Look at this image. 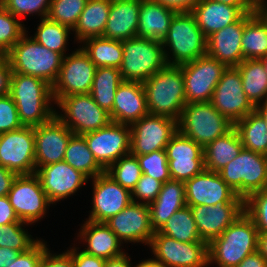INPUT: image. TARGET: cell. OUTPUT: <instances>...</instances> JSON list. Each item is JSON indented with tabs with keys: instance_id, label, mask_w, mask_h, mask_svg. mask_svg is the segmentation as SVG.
Returning <instances> with one entry per match:
<instances>
[{
	"instance_id": "1",
	"label": "cell",
	"mask_w": 267,
	"mask_h": 267,
	"mask_svg": "<svg viewBox=\"0 0 267 267\" xmlns=\"http://www.w3.org/2000/svg\"><path fill=\"white\" fill-rule=\"evenodd\" d=\"M9 95L15 102L23 126H39L55 116L52 86L40 78L13 73Z\"/></svg>"
},
{
	"instance_id": "2",
	"label": "cell",
	"mask_w": 267,
	"mask_h": 267,
	"mask_svg": "<svg viewBox=\"0 0 267 267\" xmlns=\"http://www.w3.org/2000/svg\"><path fill=\"white\" fill-rule=\"evenodd\" d=\"M258 235L253 219L244 211L208 244V266L236 267L245 257L257 251Z\"/></svg>"
},
{
	"instance_id": "3",
	"label": "cell",
	"mask_w": 267,
	"mask_h": 267,
	"mask_svg": "<svg viewBox=\"0 0 267 267\" xmlns=\"http://www.w3.org/2000/svg\"><path fill=\"white\" fill-rule=\"evenodd\" d=\"M142 84L149 114L178 121L186 105L181 66L166 65Z\"/></svg>"
},
{
	"instance_id": "4",
	"label": "cell",
	"mask_w": 267,
	"mask_h": 267,
	"mask_svg": "<svg viewBox=\"0 0 267 267\" xmlns=\"http://www.w3.org/2000/svg\"><path fill=\"white\" fill-rule=\"evenodd\" d=\"M162 45L167 65L180 66L206 55L207 37L191 12L176 13Z\"/></svg>"
},
{
	"instance_id": "5",
	"label": "cell",
	"mask_w": 267,
	"mask_h": 267,
	"mask_svg": "<svg viewBox=\"0 0 267 267\" xmlns=\"http://www.w3.org/2000/svg\"><path fill=\"white\" fill-rule=\"evenodd\" d=\"M13 73L40 78L51 86L56 82L63 61L60 53L49 50L28 36V30L6 55Z\"/></svg>"
},
{
	"instance_id": "6",
	"label": "cell",
	"mask_w": 267,
	"mask_h": 267,
	"mask_svg": "<svg viewBox=\"0 0 267 267\" xmlns=\"http://www.w3.org/2000/svg\"><path fill=\"white\" fill-rule=\"evenodd\" d=\"M121 43L123 57L119 70L123 81L143 83L167 65L160 41L133 37Z\"/></svg>"
},
{
	"instance_id": "7",
	"label": "cell",
	"mask_w": 267,
	"mask_h": 267,
	"mask_svg": "<svg viewBox=\"0 0 267 267\" xmlns=\"http://www.w3.org/2000/svg\"><path fill=\"white\" fill-rule=\"evenodd\" d=\"M233 127L234 124L210 102L186 104L178 120V131L203 148Z\"/></svg>"
},
{
	"instance_id": "8",
	"label": "cell",
	"mask_w": 267,
	"mask_h": 267,
	"mask_svg": "<svg viewBox=\"0 0 267 267\" xmlns=\"http://www.w3.org/2000/svg\"><path fill=\"white\" fill-rule=\"evenodd\" d=\"M218 173L239 197L246 200L267 187V156L242 148L237 157Z\"/></svg>"
},
{
	"instance_id": "9",
	"label": "cell",
	"mask_w": 267,
	"mask_h": 267,
	"mask_svg": "<svg viewBox=\"0 0 267 267\" xmlns=\"http://www.w3.org/2000/svg\"><path fill=\"white\" fill-rule=\"evenodd\" d=\"M57 116L75 135H84L107 126L109 113L98 106L90 94H73L62 97L55 107Z\"/></svg>"
},
{
	"instance_id": "10",
	"label": "cell",
	"mask_w": 267,
	"mask_h": 267,
	"mask_svg": "<svg viewBox=\"0 0 267 267\" xmlns=\"http://www.w3.org/2000/svg\"><path fill=\"white\" fill-rule=\"evenodd\" d=\"M75 50L63 57L59 76L52 86L55 104L62 97L90 94L97 67L80 46Z\"/></svg>"
},
{
	"instance_id": "11",
	"label": "cell",
	"mask_w": 267,
	"mask_h": 267,
	"mask_svg": "<svg viewBox=\"0 0 267 267\" xmlns=\"http://www.w3.org/2000/svg\"><path fill=\"white\" fill-rule=\"evenodd\" d=\"M184 77L186 104L210 102L227 66L209 55L180 65Z\"/></svg>"
},
{
	"instance_id": "12",
	"label": "cell",
	"mask_w": 267,
	"mask_h": 267,
	"mask_svg": "<svg viewBox=\"0 0 267 267\" xmlns=\"http://www.w3.org/2000/svg\"><path fill=\"white\" fill-rule=\"evenodd\" d=\"M149 249L167 267H209L206 242H180L156 231Z\"/></svg>"
},
{
	"instance_id": "13",
	"label": "cell",
	"mask_w": 267,
	"mask_h": 267,
	"mask_svg": "<svg viewBox=\"0 0 267 267\" xmlns=\"http://www.w3.org/2000/svg\"><path fill=\"white\" fill-rule=\"evenodd\" d=\"M7 196L20 221L31 225L46 217L51 205L35 174L17 175Z\"/></svg>"
},
{
	"instance_id": "14",
	"label": "cell",
	"mask_w": 267,
	"mask_h": 267,
	"mask_svg": "<svg viewBox=\"0 0 267 267\" xmlns=\"http://www.w3.org/2000/svg\"><path fill=\"white\" fill-rule=\"evenodd\" d=\"M0 166L17 175L35 174V132L34 127L0 134Z\"/></svg>"
},
{
	"instance_id": "15",
	"label": "cell",
	"mask_w": 267,
	"mask_h": 267,
	"mask_svg": "<svg viewBox=\"0 0 267 267\" xmlns=\"http://www.w3.org/2000/svg\"><path fill=\"white\" fill-rule=\"evenodd\" d=\"M130 153L150 154L164 150L169 140L178 132V121L165 116L147 114L130 125Z\"/></svg>"
},
{
	"instance_id": "16",
	"label": "cell",
	"mask_w": 267,
	"mask_h": 267,
	"mask_svg": "<svg viewBox=\"0 0 267 267\" xmlns=\"http://www.w3.org/2000/svg\"><path fill=\"white\" fill-rule=\"evenodd\" d=\"M82 136L95 160L104 170L130 153V125L111 121L107 126Z\"/></svg>"
},
{
	"instance_id": "17",
	"label": "cell",
	"mask_w": 267,
	"mask_h": 267,
	"mask_svg": "<svg viewBox=\"0 0 267 267\" xmlns=\"http://www.w3.org/2000/svg\"><path fill=\"white\" fill-rule=\"evenodd\" d=\"M210 103L233 124L256 108L245 95L237 67H227L214 89Z\"/></svg>"
},
{
	"instance_id": "18",
	"label": "cell",
	"mask_w": 267,
	"mask_h": 267,
	"mask_svg": "<svg viewBox=\"0 0 267 267\" xmlns=\"http://www.w3.org/2000/svg\"><path fill=\"white\" fill-rule=\"evenodd\" d=\"M92 181V208L87 220L105 223L132 202L131 192L115 182L106 172Z\"/></svg>"
},
{
	"instance_id": "19",
	"label": "cell",
	"mask_w": 267,
	"mask_h": 267,
	"mask_svg": "<svg viewBox=\"0 0 267 267\" xmlns=\"http://www.w3.org/2000/svg\"><path fill=\"white\" fill-rule=\"evenodd\" d=\"M165 150L171 179L185 183L205 170L203 147L179 131Z\"/></svg>"
},
{
	"instance_id": "20",
	"label": "cell",
	"mask_w": 267,
	"mask_h": 267,
	"mask_svg": "<svg viewBox=\"0 0 267 267\" xmlns=\"http://www.w3.org/2000/svg\"><path fill=\"white\" fill-rule=\"evenodd\" d=\"M35 175L52 205L68 199L91 181L64 160L38 168Z\"/></svg>"
},
{
	"instance_id": "21",
	"label": "cell",
	"mask_w": 267,
	"mask_h": 267,
	"mask_svg": "<svg viewBox=\"0 0 267 267\" xmlns=\"http://www.w3.org/2000/svg\"><path fill=\"white\" fill-rule=\"evenodd\" d=\"M105 223L123 244L133 242L149 247L155 233L150 223L149 206L143 203L131 202Z\"/></svg>"
},
{
	"instance_id": "22",
	"label": "cell",
	"mask_w": 267,
	"mask_h": 267,
	"mask_svg": "<svg viewBox=\"0 0 267 267\" xmlns=\"http://www.w3.org/2000/svg\"><path fill=\"white\" fill-rule=\"evenodd\" d=\"M35 166H42L64 160L70 138L74 133L57 117L34 127Z\"/></svg>"
},
{
	"instance_id": "23",
	"label": "cell",
	"mask_w": 267,
	"mask_h": 267,
	"mask_svg": "<svg viewBox=\"0 0 267 267\" xmlns=\"http://www.w3.org/2000/svg\"><path fill=\"white\" fill-rule=\"evenodd\" d=\"M190 209L201 240L209 244L245 211V202H218L190 206Z\"/></svg>"
},
{
	"instance_id": "24",
	"label": "cell",
	"mask_w": 267,
	"mask_h": 267,
	"mask_svg": "<svg viewBox=\"0 0 267 267\" xmlns=\"http://www.w3.org/2000/svg\"><path fill=\"white\" fill-rule=\"evenodd\" d=\"M186 205H215L218 202H245L221 178L218 172L204 170L185 182Z\"/></svg>"
},
{
	"instance_id": "25",
	"label": "cell",
	"mask_w": 267,
	"mask_h": 267,
	"mask_svg": "<svg viewBox=\"0 0 267 267\" xmlns=\"http://www.w3.org/2000/svg\"><path fill=\"white\" fill-rule=\"evenodd\" d=\"M111 121L131 125L149 114L146 93L141 82L123 81L117 88Z\"/></svg>"
},
{
	"instance_id": "26",
	"label": "cell",
	"mask_w": 267,
	"mask_h": 267,
	"mask_svg": "<svg viewBox=\"0 0 267 267\" xmlns=\"http://www.w3.org/2000/svg\"><path fill=\"white\" fill-rule=\"evenodd\" d=\"M245 26V14L235 23L207 37L206 54L227 67H237L243 60L241 40Z\"/></svg>"
},
{
	"instance_id": "27",
	"label": "cell",
	"mask_w": 267,
	"mask_h": 267,
	"mask_svg": "<svg viewBox=\"0 0 267 267\" xmlns=\"http://www.w3.org/2000/svg\"><path fill=\"white\" fill-rule=\"evenodd\" d=\"M85 220L77 235V240L79 239L80 242H83V246L85 244L82 251L105 260L125 253V249H122V247L124 248L123 243L106 223Z\"/></svg>"
},
{
	"instance_id": "28",
	"label": "cell",
	"mask_w": 267,
	"mask_h": 267,
	"mask_svg": "<svg viewBox=\"0 0 267 267\" xmlns=\"http://www.w3.org/2000/svg\"><path fill=\"white\" fill-rule=\"evenodd\" d=\"M141 0H112L103 37L126 40L137 35Z\"/></svg>"
},
{
	"instance_id": "29",
	"label": "cell",
	"mask_w": 267,
	"mask_h": 267,
	"mask_svg": "<svg viewBox=\"0 0 267 267\" xmlns=\"http://www.w3.org/2000/svg\"><path fill=\"white\" fill-rule=\"evenodd\" d=\"M148 206L151 227L159 231L175 211L186 206L185 183L173 179L163 183L158 197Z\"/></svg>"
},
{
	"instance_id": "30",
	"label": "cell",
	"mask_w": 267,
	"mask_h": 267,
	"mask_svg": "<svg viewBox=\"0 0 267 267\" xmlns=\"http://www.w3.org/2000/svg\"><path fill=\"white\" fill-rule=\"evenodd\" d=\"M191 13L206 37L235 23L244 14L238 7L213 0H202Z\"/></svg>"
},
{
	"instance_id": "31",
	"label": "cell",
	"mask_w": 267,
	"mask_h": 267,
	"mask_svg": "<svg viewBox=\"0 0 267 267\" xmlns=\"http://www.w3.org/2000/svg\"><path fill=\"white\" fill-rule=\"evenodd\" d=\"M175 14L154 0H141L136 37L162 42Z\"/></svg>"
},
{
	"instance_id": "32",
	"label": "cell",
	"mask_w": 267,
	"mask_h": 267,
	"mask_svg": "<svg viewBox=\"0 0 267 267\" xmlns=\"http://www.w3.org/2000/svg\"><path fill=\"white\" fill-rule=\"evenodd\" d=\"M112 0H87L78 22L72 30L74 43L103 36Z\"/></svg>"
},
{
	"instance_id": "33",
	"label": "cell",
	"mask_w": 267,
	"mask_h": 267,
	"mask_svg": "<svg viewBox=\"0 0 267 267\" xmlns=\"http://www.w3.org/2000/svg\"><path fill=\"white\" fill-rule=\"evenodd\" d=\"M242 148L241 138L236 128L233 127L203 148L205 169L219 172L237 157Z\"/></svg>"
},
{
	"instance_id": "34",
	"label": "cell",
	"mask_w": 267,
	"mask_h": 267,
	"mask_svg": "<svg viewBox=\"0 0 267 267\" xmlns=\"http://www.w3.org/2000/svg\"><path fill=\"white\" fill-rule=\"evenodd\" d=\"M241 47L244 60L267 57V20L259 11L245 14Z\"/></svg>"
},
{
	"instance_id": "35",
	"label": "cell",
	"mask_w": 267,
	"mask_h": 267,
	"mask_svg": "<svg viewBox=\"0 0 267 267\" xmlns=\"http://www.w3.org/2000/svg\"><path fill=\"white\" fill-rule=\"evenodd\" d=\"M237 68L242 78V87L247 98L256 107L267 101V72L260 59L243 60Z\"/></svg>"
},
{
	"instance_id": "36",
	"label": "cell",
	"mask_w": 267,
	"mask_h": 267,
	"mask_svg": "<svg viewBox=\"0 0 267 267\" xmlns=\"http://www.w3.org/2000/svg\"><path fill=\"white\" fill-rule=\"evenodd\" d=\"M79 45L96 67H113L119 69L122 63L123 46L121 40L93 37Z\"/></svg>"
},
{
	"instance_id": "37",
	"label": "cell",
	"mask_w": 267,
	"mask_h": 267,
	"mask_svg": "<svg viewBox=\"0 0 267 267\" xmlns=\"http://www.w3.org/2000/svg\"><path fill=\"white\" fill-rule=\"evenodd\" d=\"M234 127L241 138L243 148L267 156V124L256 109L238 120Z\"/></svg>"
},
{
	"instance_id": "38",
	"label": "cell",
	"mask_w": 267,
	"mask_h": 267,
	"mask_svg": "<svg viewBox=\"0 0 267 267\" xmlns=\"http://www.w3.org/2000/svg\"><path fill=\"white\" fill-rule=\"evenodd\" d=\"M122 82L123 79L119 69L113 67H97L90 95L98 106L110 113L116 90Z\"/></svg>"
},
{
	"instance_id": "39",
	"label": "cell",
	"mask_w": 267,
	"mask_h": 267,
	"mask_svg": "<svg viewBox=\"0 0 267 267\" xmlns=\"http://www.w3.org/2000/svg\"><path fill=\"white\" fill-rule=\"evenodd\" d=\"M64 161L83 173L88 179L103 174L105 170L97 163L82 135H73L66 148Z\"/></svg>"
},
{
	"instance_id": "40",
	"label": "cell",
	"mask_w": 267,
	"mask_h": 267,
	"mask_svg": "<svg viewBox=\"0 0 267 267\" xmlns=\"http://www.w3.org/2000/svg\"><path fill=\"white\" fill-rule=\"evenodd\" d=\"M34 36L31 37L49 50L60 53L63 57L68 54V41L71 29L48 18L40 19ZM68 48V49H67Z\"/></svg>"
},
{
	"instance_id": "41",
	"label": "cell",
	"mask_w": 267,
	"mask_h": 267,
	"mask_svg": "<svg viewBox=\"0 0 267 267\" xmlns=\"http://www.w3.org/2000/svg\"><path fill=\"white\" fill-rule=\"evenodd\" d=\"M159 232L180 242H204L199 236L190 206L187 205L175 211Z\"/></svg>"
},
{
	"instance_id": "42",
	"label": "cell",
	"mask_w": 267,
	"mask_h": 267,
	"mask_svg": "<svg viewBox=\"0 0 267 267\" xmlns=\"http://www.w3.org/2000/svg\"><path fill=\"white\" fill-rule=\"evenodd\" d=\"M105 172L123 188L132 192L142 176V170L137 157L131 153L122 156L110 165Z\"/></svg>"
},
{
	"instance_id": "43",
	"label": "cell",
	"mask_w": 267,
	"mask_h": 267,
	"mask_svg": "<svg viewBox=\"0 0 267 267\" xmlns=\"http://www.w3.org/2000/svg\"><path fill=\"white\" fill-rule=\"evenodd\" d=\"M23 23V24H22ZM24 22L0 4V56H6L14 44L26 33Z\"/></svg>"
},
{
	"instance_id": "44",
	"label": "cell",
	"mask_w": 267,
	"mask_h": 267,
	"mask_svg": "<svg viewBox=\"0 0 267 267\" xmlns=\"http://www.w3.org/2000/svg\"><path fill=\"white\" fill-rule=\"evenodd\" d=\"M29 225L31 226L29 223L18 221L10 225L0 226V247H8L20 253L30 249L39 239L33 238L25 229Z\"/></svg>"
},
{
	"instance_id": "45",
	"label": "cell",
	"mask_w": 267,
	"mask_h": 267,
	"mask_svg": "<svg viewBox=\"0 0 267 267\" xmlns=\"http://www.w3.org/2000/svg\"><path fill=\"white\" fill-rule=\"evenodd\" d=\"M86 2L87 0H52L47 18L73 30Z\"/></svg>"
},
{
	"instance_id": "46",
	"label": "cell",
	"mask_w": 267,
	"mask_h": 267,
	"mask_svg": "<svg viewBox=\"0 0 267 267\" xmlns=\"http://www.w3.org/2000/svg\"><path fill=\"white\" fill-rule=\"evenodd\" d=\"M142 173L162 183L171 179L166 150H157L146 155L136 156Z\"/></svg>"
},
{
	"instance_id": "47",
	"label": "cell",
	"mask_w": 267,
	"mask_h": 267,
	"mask_svg": "<svg viewBox=\"0 0 267 267\" xmlns=\"http://www.w3.org/2000/svg\"><path fill=\"white\" fill-rule=\"evenodd\" d=\"M51 1L52 0H0V4L20 20H22L21 18L33 16L34 14L39 16L40 19H43L47 18Z\"/></svg>"
},
{
	"instance_id": "48",
	"label": "cell",
	"mask_w": 267,
	"mask_h": 267,
	"mask_svg": "<svg viewBox=\"0 0 267 267\" xmlns=\"http://www.w3.org/2000/svg\"><path fill=\"white\" fill-rule=\"evenodd\" d=\"M245 212L253 219L259 232L267 233V187L245 200Z\"/></svg>"
},
{
	"instance_id": "49",
	"label": "cell",
	"mask_w": 267,
	"mask_h": 267,
	"mask_svg": "<svg viewBox=\"0 0 267 267\" xmlns=\"http://www.w3.org/2000/svg\"><path fill=\"white\" fill-rule=\"evenodd\" d=\"M162 184L159 180L142 174L131 192L132 202L149 205L158 197Z\"/></svg>"
},
{
	"instance_id": "50",
	"label": "cell",
	"mask_w": 267,
	"mask_h": 267,
	"mask_svg": "<svg viewBox=\"0 0 267 267\" xmlns=\"http://www.w3.org/2000/svg\"><path fill=\"white\" fill-rule=\"evenodd\" d=\"M22 126L17 107L11 96L0 97V134L20 129Z\"/></svg>"
},
{
	"instance_id": "51",
	"label": "cell",
	"mask_w": 267,
	"mask_h": 267,
	"mask_svg": "<svg viewBox=\"0 0 267 267\" xmlns=\"http://www.w3.org/2000/svg\"><path fill=\"white\" fill-rule=\"evenodd\" d=\"M48 248L47 242L39 238L30 249L19 253L8 267H39L42 256Z\"/></svg>"
},
{
	"instance_id": "52",
	"label": "cell",
	"mask_w": 267,
	"mask_h": 267,
	"mask_svg": "<svg viewBox=\"0 0 267 267\" xmlns=\"http://www.w3.org/2000/svg\"><path fill=\"white\" fill-rule=\"evenodd\" d=\"M74 246L67 249L71 255L74 267H103L105 259L86 254L79 247Z\"/></svg>"
},
{
	"instance_id": "53",
	"label": "cell",
	"mask_w": 267,
	"mask_h": 267,
	"mask_svg": "<svg viewBox=\"0 0 267 267\" xmlns=\"http://www.w3.org/2000/svg\"><path fill=\"white\" fill-rule=\"evenodd\" d=\"M49 249L43 254L39 267H74L72 257L67 251L53 254Z\"/></svg>"
},
{
	"instance_id": "54",
	"label": "cell",
	"mask_w": 267,
	"mask_h": 267,
	"mask_svg": "<svg viewBox=\"0 0 267 267\" xmlns=\"http://www.w3.org/2000/svg\"><path fill=\"white\" fill-rule=\"evenodd\" d=\"M12 68L6 56H0V97L10 94Z\"/></svg>"
},
{
	"instance_id": "55",
	"label": "cell",
	"mask_w": 267,
	"mask_h": 267,
	"mask_svg": "<svg viewBox=\"0 0 267 267\" xmlns=\"http://www.w3.org/2000/svg\"><path fill=\"white\" fill-rule=\"evenodd\" d=\"M156 3L173 10L176 13L192 12L202 0H154Z\"/></svg>"
},
{
	"instance_id": "56",
	"label": "cell",
	"mask_w": 267,
	"mask_h": 267,
	"mask_svg": "<svg viewBox=\"0 0 267 267\" xmlns=\"http://www.w3.org/2000/svg\"><path fill=\"white\" fill-rule=\"evenodd\" d=\"M20 221L8 196L0 197V226H6Z\"/></svg>"
},
{
	"instance_id": "57",
	"label": "cell",
	"mask_w": 267,
	"mask_h": 267,
	"mask_svg": "<svg viewBox=\"0 0 267 267\" xmlns=\"http://www.w3.org/2000/svg\"><path fill=\"white\" fill-rule=\"evenodd\" d=\"M17 174L3 166H0V197L7 196Z\"/></svg>"
},
{
	"instance_id": "58",
	"label": "cell",
	"mask_w": 267,
	"mask_h": 267,
	"mask_svg": "<svg viewBox=\"0 0 267 267\" xmlns=\"http://www.w3.org/2000/svg\"><path fill=\"white\" fill-rule=\"evenodd\" d=\"M236 267H267V261L256 251L245 257Z\"/></svg>"
},
{
	"instance_id": "59",
	"label": "cell",
	"mask_w": 267,
	"mask_h": 267,
	"mask_svg": "<svg viewBox=\"0 0 267 267\" xmlns=\"http://www.w3.org/2000/svg\"><path fill=\"white\" fill-rule=\"evenodd\" d=\"M130 255L125 252L120 256L110 258L105 261L103 267H133Z\"/></svg>"
},
{
	"instance_id": "60",
	"label": "cell",
	"mask_w": 267,
	"mask_h": 267,
	"mask_svg": "<svg viewBox=\"0 0 267 267\" xmlns=\"http://www.w3.org/2000/svg\"><path fill=\"white\" fill-rule=\"evenodd\" d=\"M19 253V251L8 247H0V267H8Z\"/></svg>"
},
{
	"instance_id": "61",
	"label": "cell",
	"mask_w": 267,
	"mask_h": 267,
	"mask_svg": "<svg viewBox=\"0 0 267 267\" xmlns=\"http://www.w3.org/2000/svg\"><path fill=\"white\" fill-rule=\"evenodd\" d=\"M213 1L238 7L244 14L255 12V10L246 2V0H213Z\"/></svg>"
},
{
	"instance_id": "62",
	"label": "cell",
	"mask_w": 267,
	"mask_h": 267,
	"mask_svg": "<svg viewBox=\"0 0 267 267\" xmlns=\"http://www.w3.org/2000/svg\"><path fill=\"white\" fill-rule=\"evenodd\" d=\"M257 251L267 261V233L265 232H259Z\"/></svg>"
},
{
	"instance_id": "63",
	"label": "cell",
	"mask_w": 267,
	"mask_h": 267,
	"mask_svg": "<svg viewBox=\"0 0 267 267\" xmlns=\"http://www.w3.org/2000/svg\"><path fill=\"white\" fill-rule=\"evenodd\" d=\"M133 267H167L161 262L156 261L154 258H148L145 260L139 261L138 264L134 265Z\"/></svg>"
},
{
	"instance_id": "64",
	"label": "cell",
	"mask_w": 267,
	"mask_h": 267,
	"mask_svg": "<svg viewBox=\"0 0 267 267\" xmlns=\"http://www.w3.org/2000/svg\"><path fill=\"white\" fill-rule=\"evenodd\" d=\"M246 2L255 10L259 11L265 4L266 0H246Z\"/></svg>"
},
{
	"instance_id": "65",
	"label": "cell",
	"mask_w": 267,
	"mask_h": 267,
	"mask_svg": "<svg viewBox=\"0 0 267 267\" xmlns=\"http://www.w3.org/2000/svg\"><path fill=\"white\" fill-rule=\"evenodd\" d=\"M255 109L260 113L267 124V101L258 104Z\"/></svg>"
},
{
	"instance_id": "66",
	"label": "cell",
	"mask_w": 267,
	"mask_h": 267,
	"mask_svg": "<svg viewBox=\"0 0 267 267\" xmlns=\"http://www.w3.org/2000/svg\"><path fill=\"white\" fill-rule=\"evenodd\" d=\"M259 12L262 14V16L267 20V4H265Z\"/></svg>"
},
{
	"instance_id": "67",
	"label": "cell",
	"mask_w": 267,
	"mask_h": 267,
	"mask_svg": "<svg viewBox=\"0 0 267 267\" xmlns=\"http://www.w3.org/2000/svg\"><path fill=\"white\" fill-rule=\"evenodd\" d=\"M260 60L263 63L265 71L267 72V57L261 58Z\"/></svg>"
}]
</instances>
